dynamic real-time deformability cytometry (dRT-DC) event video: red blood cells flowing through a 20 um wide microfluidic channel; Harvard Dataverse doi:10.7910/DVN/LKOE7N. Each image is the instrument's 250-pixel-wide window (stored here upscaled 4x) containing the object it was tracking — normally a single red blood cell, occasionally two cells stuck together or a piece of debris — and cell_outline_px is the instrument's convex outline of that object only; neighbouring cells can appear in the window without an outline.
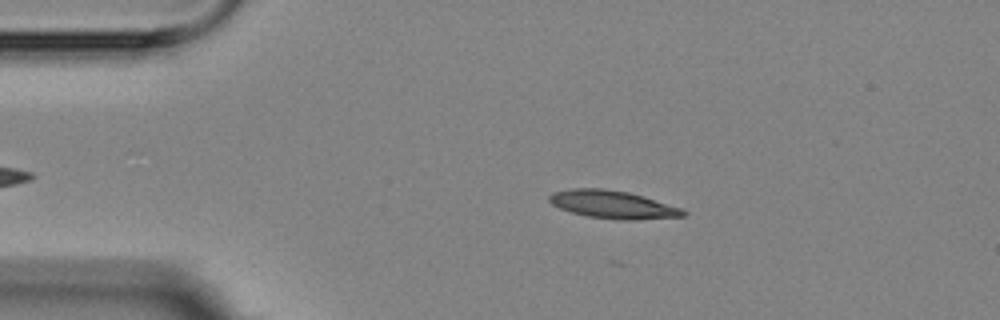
{"species": "Egyptian fruit bat (a non-hibernating species)", "species_latin": "Rousettus aegyptiacus", "temperature_condition": "room temperature", "stored_images_in_passage": 12, "camera_frame_rate_fps": 3000, "um_per_image_px": 0.085, "animal": {"sex": "female"}, "frame": {"image": 1, "passage_image": 3, "time_ms": 2.333, "image_size_px": [1000, 320], "cell_outline_px": [[688, 212], [684, 216], [636, 220], [620, 220], [588, 216], [572, 212], [560, 208], [552, 204], [548, 200], [548, 196], [552, 192], [572, 188], [604, 188], [628, 192], [644, 196], [680, 208]], "centroid_in_image_um": [52.07, 17.38], "position_along_channel_um": 32.9, "area_um2": 21.73}}
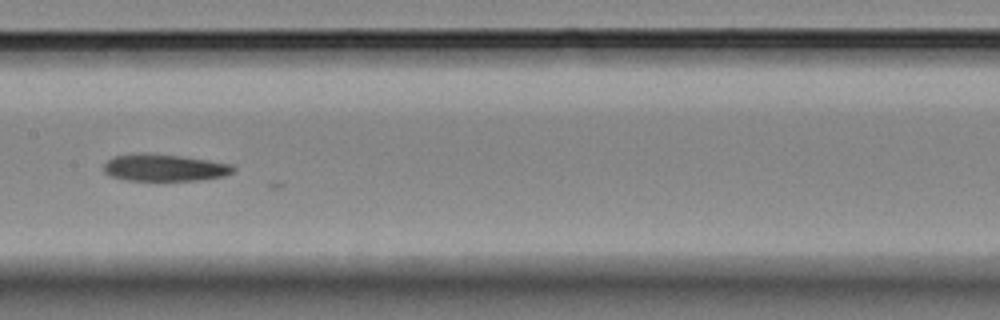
{"frame": {"image": 2, "passage_image": 8, "time_ms": 8.0, "image_size_px": [1000, 320], "cell_outline_px": [[236, 168], [232, 172], [224, 176], [200, 180], [124, 180], [108, 176], [104, 172], [104, 164], [108, 160], [116, 156], [144, 152], [180, 156], [208, 160], [232, 164]], "centroid_in_image_um": [13.96, 14.25], "position_along_channel_um": 193.4, "area_um2": 20.4}}
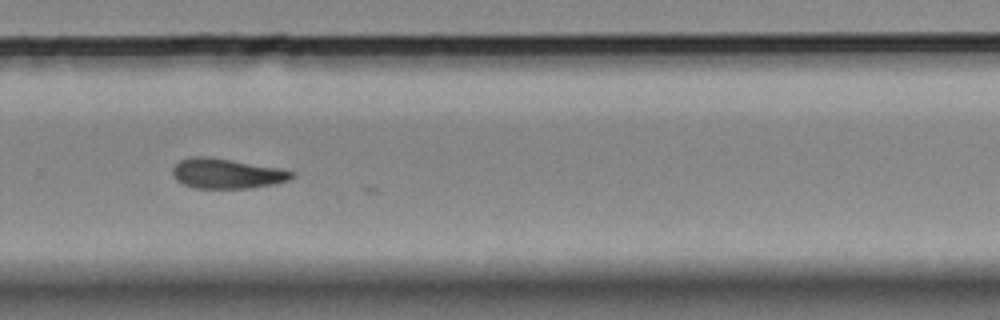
{"frame": {"image": 3, "passage_image": 11, "time_ms": 11.333, "image_size_px": [1000, 320], "cell_outline_px": [[296, 176], [288, 180], [276, 184], [252, 188], [196, 188], [184, 184], [176, 180], [172, 176], [172, 168], [180, 160], [192, 156], [208, 156], [280, 168], [292, 172]], "centroid_in_image_um": [19.26, 14.75], "position_along_channel_um": 310.5, "area_um2": 20.92}}